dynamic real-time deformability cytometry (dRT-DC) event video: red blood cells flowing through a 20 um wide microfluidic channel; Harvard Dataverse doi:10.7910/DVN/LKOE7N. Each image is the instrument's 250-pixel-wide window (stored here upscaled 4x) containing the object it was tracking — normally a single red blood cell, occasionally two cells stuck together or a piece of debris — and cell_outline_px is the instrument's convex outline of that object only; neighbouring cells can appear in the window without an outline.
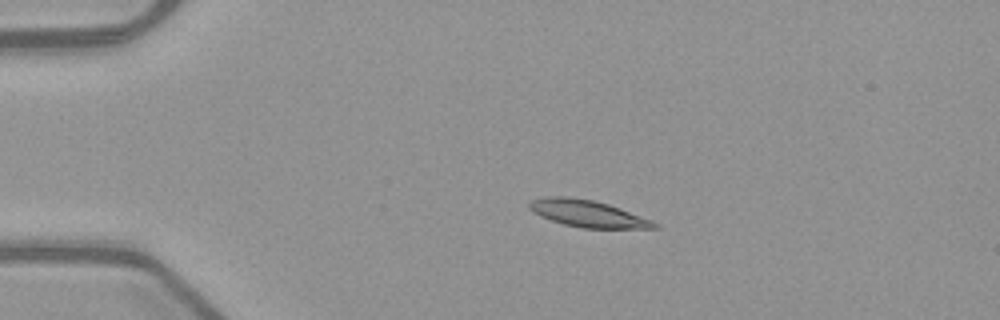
{"species": "common noctule bat (a hibernating species)", "species_latin": "Nyctalus noctula", "temperature_condition": "warm", "stored_images_in_passage": 40, "camera_frame_rate_fps": 3000, "um_per_image_px": 0.085, "animal": {"sex": "female", "body_mass_g": 21.9}, "frame": {"image": 1, "passage_image": 4, "time_ms": 1.0, "image_size_px": [1000, 320], "cell_outline_px": [[660, 228], [580, 228], [564, 224], [540, 216], [532, 212], [528, 208], [528, 204], [532, 200], [544, 196], [568, 196], [592, 200], [608, 204], [620, 208], [652, 220], [660, 224]], "centroid_in_image_um": [49.94, 18.15], "position_along_channel_um": 35.1, "area_um2": 19.65}}
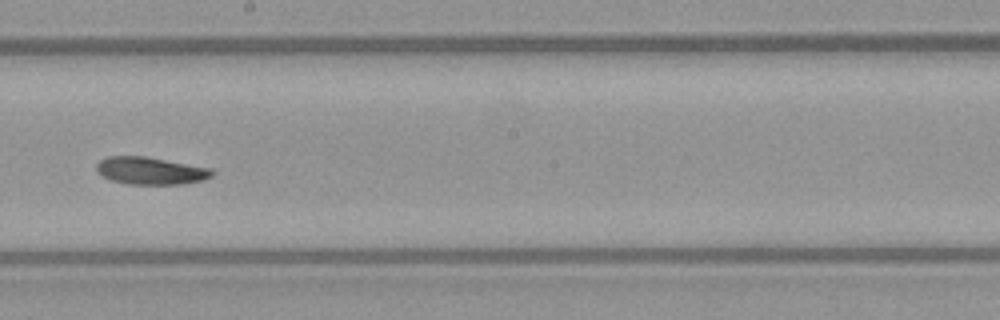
{"frame": {"image": 2, "passage_image": 23, "time_ms": 7.333, "image_size_px": [1000, 320], "cell_outline_px": [[216, 172], [212, 176], [204, 180], [184, 184], [128, 184], [112, 180], [96, 172], [96, 164], [100, 160], [108, 156], [144, 156], [212, 168]], "centroid_in_image_um": [12.83, 14.51], "position_along_channel_um": 235.4, "area_um2": 18.55}}
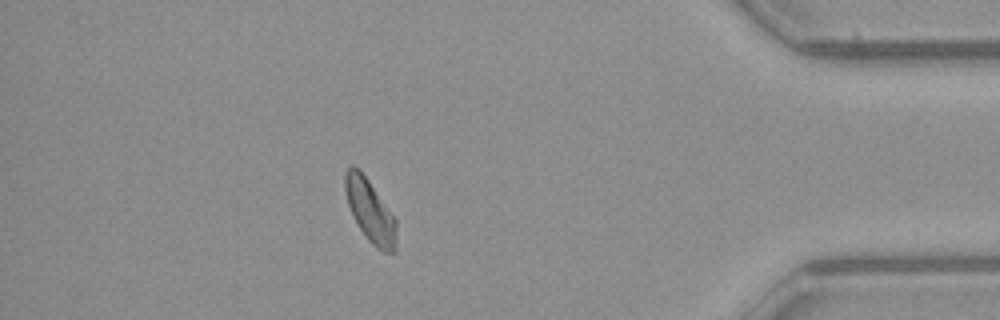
{"frame": {"image": 3, "passage_image": 39, "time_ms": 12.667, "image_size_px": [1000, 320], "cell_outline_px": [[396, 252], [384, 252], [376, 248], [368, 240], [352, 216], [348, 204], [344, 188], [344, 176], [348, 168], [352, 164], [368, 180], [396, 220]], "centroid_in_image_um": [31.45, 17.96], "position_along_channel_um": 403.7, "area_um2": 18.38}}